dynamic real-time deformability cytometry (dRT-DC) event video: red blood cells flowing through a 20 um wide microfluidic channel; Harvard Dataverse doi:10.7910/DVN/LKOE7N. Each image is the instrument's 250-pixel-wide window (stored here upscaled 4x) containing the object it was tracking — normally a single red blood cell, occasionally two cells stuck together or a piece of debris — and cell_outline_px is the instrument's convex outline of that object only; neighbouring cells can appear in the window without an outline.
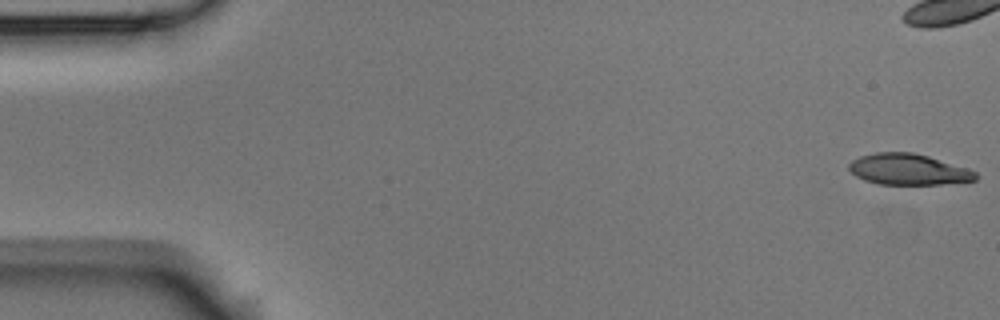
{"species": "Egyptian fruit bat (a non-hibernating species)", "species_latin": "Rousettus aegyptiacus", "temperature_condition": "room temperature", "stored_images_in_passage": 6, "camera_frame_rate_fps": 3000, "um_per_image_px": 0.085, "animal": {"sex": "male"}, "frame": {"image": 1, "passage_image": 1, "time_ms": 0.0, "image_size_px": [1000, 320], "cell_outline_px": [[976, 180], [940, 184], [880, 184], [864, 180], [856, 176], [848, 168], [848, 164], [852, 160], [860, 156], [876, 152], [912, 152], [928, 156], [968, 168], [976, 172]], "centroid_in_image_um": [77.19, 14.39], "position_along_channel_um": 7.8, "area_um2": 22.77}}
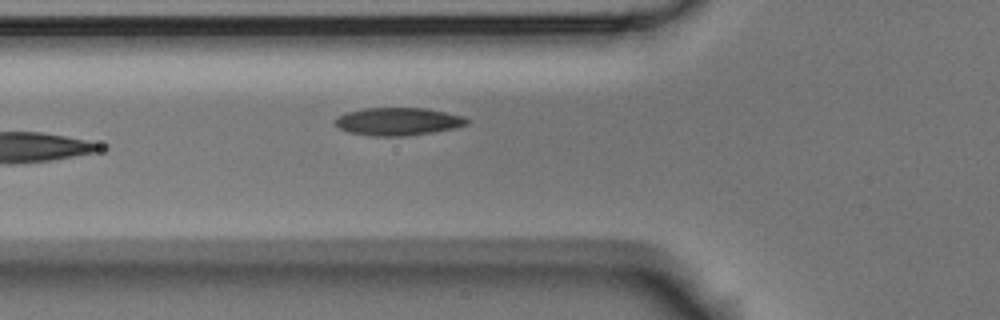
{"frame": {"image": 2, "passage_image": 6, "time_ms": 7.0, "image_size_px": [1000, 320], "cell_outline_px": [[468, 124], [452, 128], [432, 132], [404, 136], [372, 136], [348, 132], [332, 124], [332, 120], [336, 116], [348, 112], [364, 108], [424, 108], [464, 116], [468, 120]], "centroid_in_image_um": [33.75, 10.32], "position_along_channel_um": 92.0, "area_um2": 21.33}}